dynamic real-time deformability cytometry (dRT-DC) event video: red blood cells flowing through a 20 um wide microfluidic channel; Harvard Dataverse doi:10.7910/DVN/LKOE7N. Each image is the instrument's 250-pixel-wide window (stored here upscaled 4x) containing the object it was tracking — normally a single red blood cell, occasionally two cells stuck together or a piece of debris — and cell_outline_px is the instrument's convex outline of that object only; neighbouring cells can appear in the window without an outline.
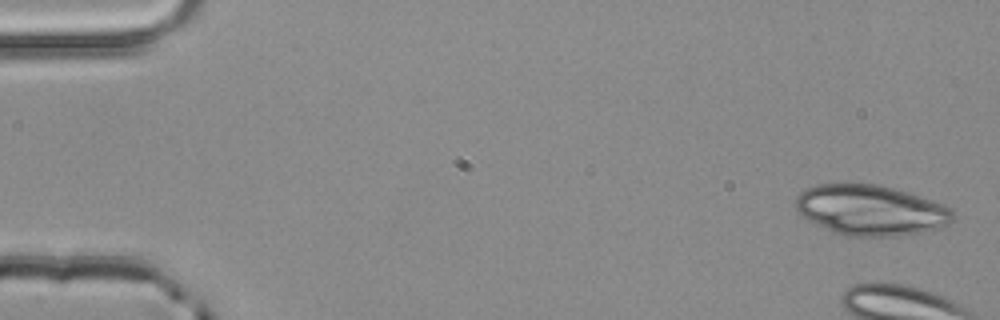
{"species": "common noctule bat (a hibernating species)", "species_latin": "Nyctalus noctula", "temperature_condition": "room temperature", "stored_images_in_passage": 3, "segment_of_instrument_passage": [2, 2], "camera_frame_rate_fps": 3000, "um_per_image_px": 0.085, "animal": {"sex": "male", "body_mass_g": 20.4}, "frame": {"image": 1, "passage_image": 3, "time_ms": 0.667, "image_size_px": [1000, 320], "cell_outline_px": [[952, 220], [948, 224], [936, 228], [920, 232], [900, 236], [848, 236], [836, 232], [808, 220], [800, 216], [796, 212], [796, 196], [804, 188], [816, 184], [876, 184], [892, 188], [920, 196], [944, 204], [952, 212]], "centroid_in_image_um": [73.96, 17.85], "position_along_channel_um": 11.0, "area_um2": 45.84}}